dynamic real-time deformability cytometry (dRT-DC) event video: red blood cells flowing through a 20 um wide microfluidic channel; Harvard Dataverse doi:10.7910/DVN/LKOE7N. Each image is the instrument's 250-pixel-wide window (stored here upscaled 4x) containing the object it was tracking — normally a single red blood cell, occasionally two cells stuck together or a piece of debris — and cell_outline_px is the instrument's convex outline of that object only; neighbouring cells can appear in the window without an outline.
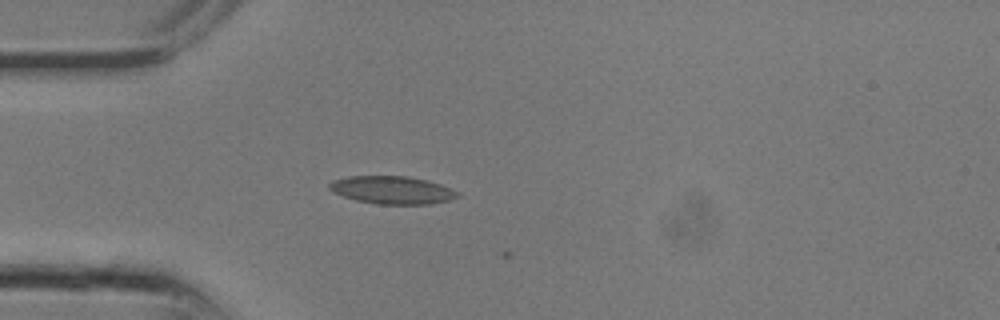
{"species": "common noctule bat (a hibernating species)", "species_latin": "Nyctalus noctula", "temperature_condition": "room temperature", "stored_images_in_passage": 9, "camera_frame_rate_fps": 3000, "um_per_image_px": 0.085, "animal": {"sex": "male", "body_mass_g": 13.3}, "frame": {"image": 1, "passage_image": 7, "time_ms": 2.0, "image_size_px": [1000, 320], "cell_outline_px": [[460, 196], [448, 200], [432, 204], [376, 204], [356, 200], [332, 192], [328, 188], [328, 184], [332, 180], [348, 176], [408, 176], [428, 180], [452, 188], [460, 192]], "centroid_in_image_um": [33.34, 16.15], "position_along_channel_um": 51.7, "area_um2": 20.98}}